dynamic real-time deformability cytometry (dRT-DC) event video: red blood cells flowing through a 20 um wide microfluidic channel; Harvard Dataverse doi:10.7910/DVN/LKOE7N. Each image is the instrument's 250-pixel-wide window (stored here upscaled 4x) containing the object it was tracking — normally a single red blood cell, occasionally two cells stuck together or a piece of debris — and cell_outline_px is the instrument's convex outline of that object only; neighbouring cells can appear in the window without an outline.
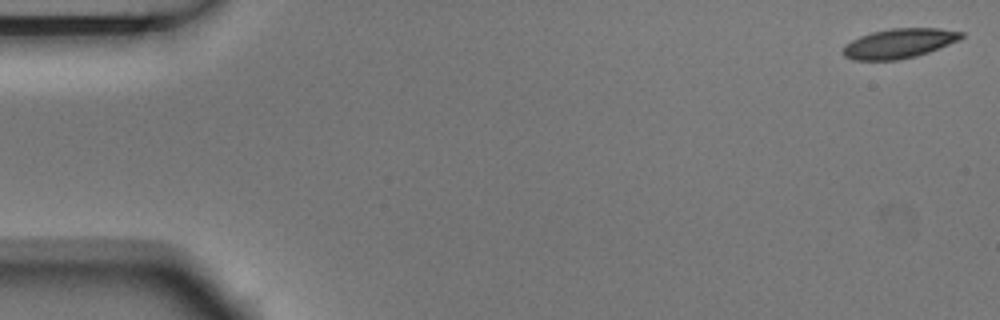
{"species": "Egyptian fruit bat (a non-hibernating species)", "species_latin": "Rousettus aegyptiacus", "temperature_condition": "room temperature", "stored_images_in_passage": 5, "camera_frame_rate_fps": 3000, "um_per_image_px": 0.085, "animal": {"sex": "male"}, "frame": {"image": 1, "passage_image": 1, "time_ms": 0.0, "image_size_px": [1000, 320], "cell_outline_px": [[964, 36], [960, 40], [928, 52], [916, 56], [900, 60], [852, 60], [844, 56], [840, 52], [844, 44], [860, 36], [872, 32], [892, 28], [940, 28], [964, 32]], "centroid_in_image_um": [76.4, 3.69], "position_along_channel_um": 8.6, "area_um2": 20.63}}
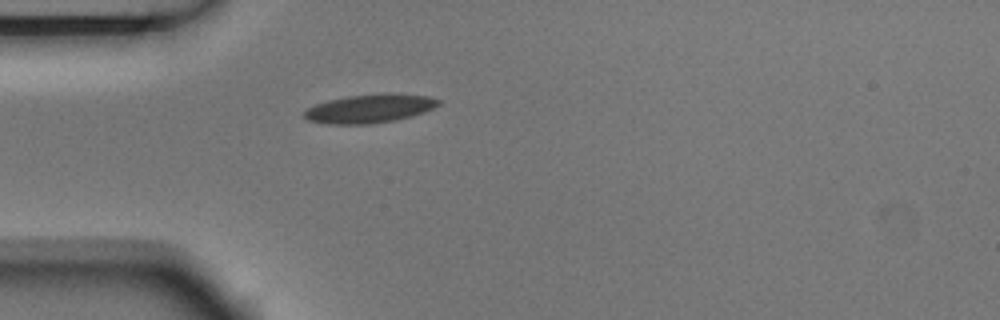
{"frame": {"image": 2, "passage_image": 5, "time_ms": 1.333, "image_size_px": [1000, 320], "cell_outline_px": [[440, 104], [424, 112], [392, 120], [368, 124], [328, 124], [308, 120], [304, 116], [304, 112], [308, 108], [316, 104], [328, 100], [348, 96], [384, 92], [388, 92], [428, 96], [440, 100]], "centroid_in_image_um": [31.42, 9.21], "position_along_channel_um": 53.6, "area_um2": 22.25}}